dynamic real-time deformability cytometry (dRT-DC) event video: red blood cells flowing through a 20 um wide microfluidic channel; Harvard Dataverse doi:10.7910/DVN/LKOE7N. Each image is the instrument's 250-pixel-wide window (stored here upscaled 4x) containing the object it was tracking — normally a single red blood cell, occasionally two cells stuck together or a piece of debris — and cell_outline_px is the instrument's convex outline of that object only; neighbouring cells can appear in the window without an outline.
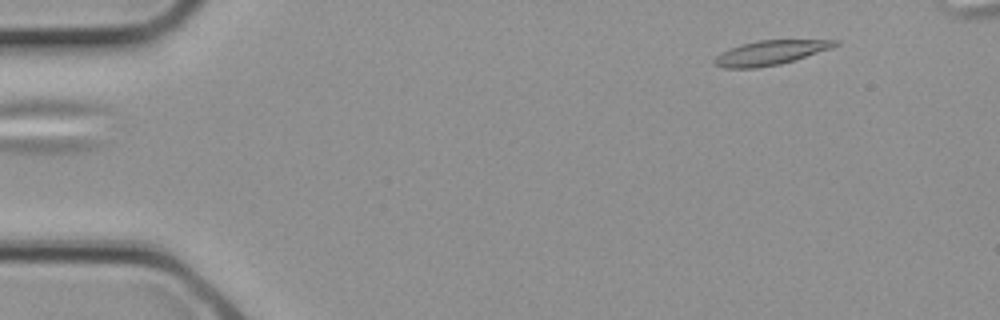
{"species": "common noctule bat (a hibernating species)", "species_latin": "Nyctalus noctula", "temperature_condition": "cold", "stored_images_in_passage": 2, "segment_of_instrument_passage": [2, 2], "camera_frame_rate_fps": 3000, "um_per_image_px": 0.085, "animal": {"sex": "female", "body_mass_g": 21.9}, "frame": {"image": 1, "passage_image": 2, "time_ms": 0.333, "image_size_px": [1000, 320], "cell_outline_px": [[840, 44], [832, 48], [780, 64], [756, 68], [724, 68], [716, 64], [712, 60], [720, 52], [740, 44], [760, 40], [840, 40]], "centroid_in_image_um": [65.47, 4.47], "position_along_channel_um": 19.5, "area_um2": 17.11}}